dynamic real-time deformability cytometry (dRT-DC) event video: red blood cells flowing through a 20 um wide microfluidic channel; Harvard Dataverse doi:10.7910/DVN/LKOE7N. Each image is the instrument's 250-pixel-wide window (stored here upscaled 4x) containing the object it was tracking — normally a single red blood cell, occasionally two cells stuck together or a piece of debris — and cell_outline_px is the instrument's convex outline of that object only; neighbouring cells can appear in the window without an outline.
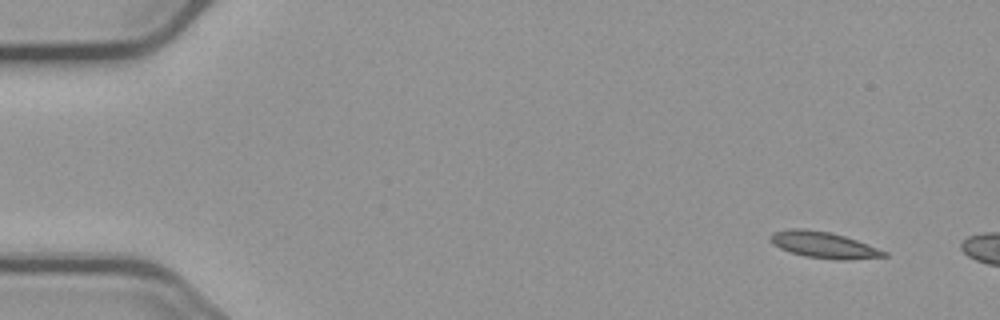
{"species": "common noctule bat (a hibernating species)", "species_latin": "Nyctalus noctula", "temperature_condition": "cold", "stored_images_in_passage": 5, "camera_frame_rate_fps": 3000, "um_per_image_px": 0.085, "animal": {"sex": "male", "body_mass_g": 23.1, "forearm_length_mm": 52.7}, "frame": {"image": 1, "passage_image": 1, "time_ms": 0.0, "image_size_px": [1000, 320], "cell_outline_px": [[888, 256], [844, 260], [836, 260], [804, 256], [780, 248], [772, 244], [768, 240], [768, 236], [772, 232], [792, 228], [804, 228], [832, 232], [856, 240], [888, 252]], "centroid_in_image_um": [69.96, 20.8], "position_along_channel_um": 15.0, "area_um2": 17.51}}